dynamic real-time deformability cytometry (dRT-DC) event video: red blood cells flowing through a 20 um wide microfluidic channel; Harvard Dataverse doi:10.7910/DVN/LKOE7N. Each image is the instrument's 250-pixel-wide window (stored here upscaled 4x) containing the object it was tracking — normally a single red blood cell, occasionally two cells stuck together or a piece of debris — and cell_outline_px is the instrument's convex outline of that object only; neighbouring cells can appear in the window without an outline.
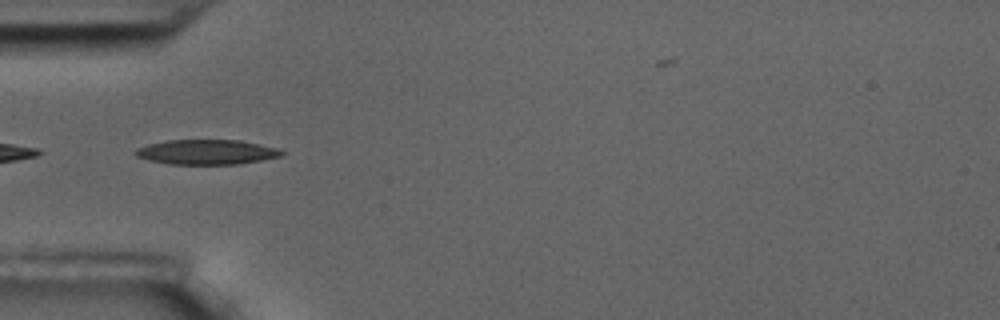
{"species": "common noctule bat (a hibernating species)", "species_latin": "Nyctalus noctula", "temperature_condition": "room temperature", "stored_images_in_passage": 35, "camera_frame_rate_fps": 3000, "um_per_image_px": 0.085, "animal": {"sex": "male", "body_mass_g": 17.5, "forearm_length_mm": 52.3}, "frame": {"image": 1, "passage_image": 1, "time_ms": 0.0, "image_size_px": [1000, 320], "cell_outline_px": [[284, 156], [240, 164], [172, 164], [148, 160], [136, 156], [132, 152], [136, 148], [148, 144], [168, 140], [240, 140], [276, 148], [284, 152]], "centroid_in_image_um": [17.55, 12.92], "position_along_channel_um": 67.4, "area_um2": 21.21}}
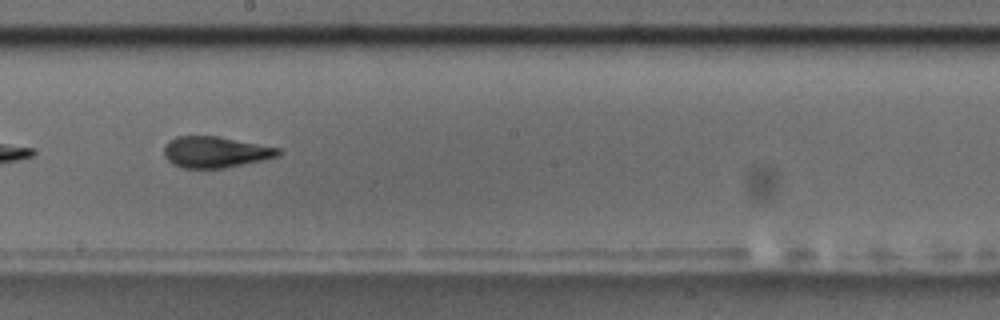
{"frame": {"image": 2, "passage_image": 15, "time_ms": 4.667, "image_size_px": [1000, 320], "cell_outline_px": [[280, 156], [224, 168], [184, 168], [172, 164], [164, 156], [164, 144], [168, 140], [176, 136], [216, 136], [280, 148]], "centroid_in_image_um": [18.26, 12.92], "position_along_channel_um": 229.9, "area_um2": 20.69}}